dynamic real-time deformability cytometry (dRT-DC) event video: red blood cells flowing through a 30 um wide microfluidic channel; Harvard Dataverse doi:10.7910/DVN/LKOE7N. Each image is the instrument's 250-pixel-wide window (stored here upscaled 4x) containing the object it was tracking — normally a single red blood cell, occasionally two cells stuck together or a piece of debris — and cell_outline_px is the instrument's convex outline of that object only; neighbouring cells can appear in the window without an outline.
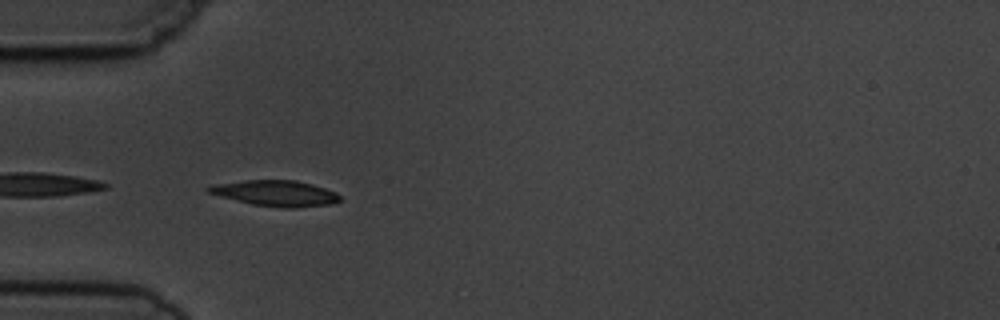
{"species": "common noctule bat (a hibernating species)", "species_latin": "Nyctalus noctula", "temperature_condition": "cold", "stored_images_in_passage": 5, "camera_frame_rate_fps": 3000, "um_per_image_px": 0.085, "animal": {"sex": "male", "body_mass_g": 19.5, "forearm_length_mm": 54.6}, "frame": {"image": 1, "passage_image": 4, "time_ms": 4.333, "image_size_px": [1000, 320], "cell_outline_px": [[340, 200], [332, 204], [296, 208], [284, 208], [252, 204], [220, 196], [208, 192], [204, 188], [212, 184], [244, 180], [296, 180], [312, 184], [336, 192], [340, 196]], "centroid_in_image_um": [23.42, 16.42], "position_along_channel_um": 61.6, "area_um2": 19.77}}